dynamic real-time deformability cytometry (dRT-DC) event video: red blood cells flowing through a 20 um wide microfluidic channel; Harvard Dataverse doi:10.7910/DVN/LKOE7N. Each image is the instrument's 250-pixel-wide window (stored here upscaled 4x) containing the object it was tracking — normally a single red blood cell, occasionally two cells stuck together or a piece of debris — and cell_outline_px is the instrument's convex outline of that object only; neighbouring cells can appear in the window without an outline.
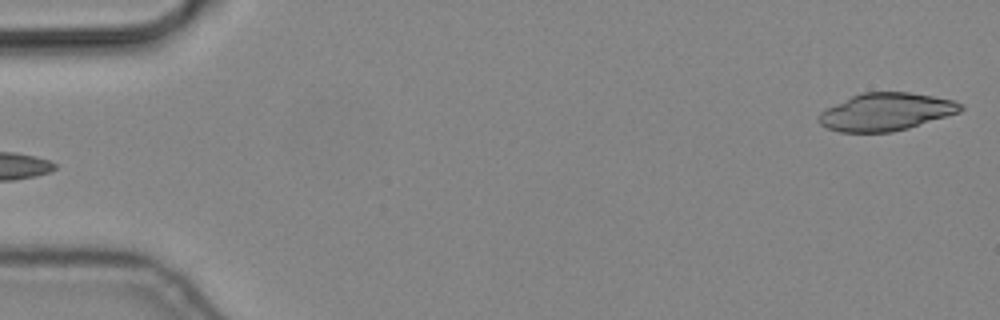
{"species": "common noctule bat (a hibernating species)", "species_latin": "Nyctalus noctula", "temperature_condition": "cold", "stored_images_in_passage": 4, "segment_of_instrument_passage": [2, 2], "camera_frame_rate_fps": 3000, "um_per_image_px": 0.085, "animal": {"sex": "male", "body_mass_g": 19.2, "forearm_length_mm": 51.8}, "frame": {"image": 1, "passage_image": 4, "time_ms": 1.0, "image_size_px": [1000, 320], "cell_outline_px": [[964, 108], [960, 112], [908, 128], [892, 132], [840, 132], [828, 128], [820, 124], [816, 120], [820, 112], [852, 96], [864, 92], [908, 92], [932, 96], [952, 100], [964, 104]], "centroid_in_image_um": [75.32, 9.51], "position_along_channel_um": 9.7, "area_um2": 30.87}}